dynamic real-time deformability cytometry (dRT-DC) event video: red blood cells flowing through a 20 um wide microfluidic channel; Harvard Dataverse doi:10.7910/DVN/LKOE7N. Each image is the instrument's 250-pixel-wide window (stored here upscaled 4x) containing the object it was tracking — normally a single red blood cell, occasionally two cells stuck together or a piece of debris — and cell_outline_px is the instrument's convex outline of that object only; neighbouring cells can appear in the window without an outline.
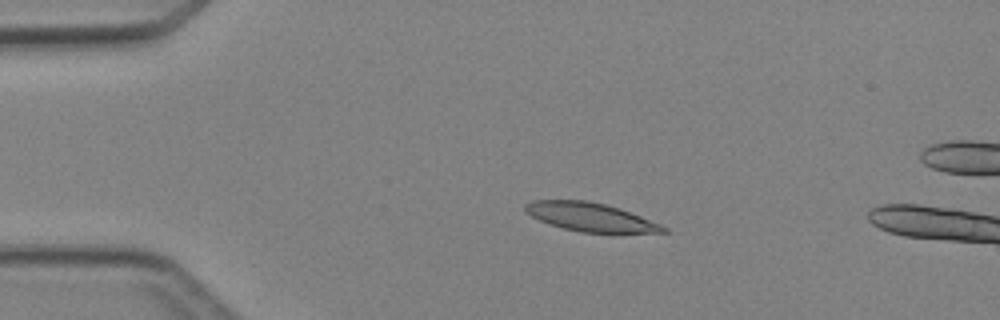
{"species": "Egyptian fruit bat (a non-hibernating species)", "species_latin": "Rousettus aegyptiacus", "temperature_condition": "cold", "stored_images_in_passage": 3, "camera_frame_rate_fps": 3000, "um_per_image_px": 0.085, "animal": {"sex": "female"}, "frame": {"image": 1, "passage_image": 2, "time_ms": 1.333, "image_size_px": [1000, 320], "cell_outline_px": [[668, 232], [580, 232], [564, 228], [540, 220], [524, 212], [524, 204], [532, 200], [588, 200], [620, 208], [660, 224], [668, 228]], "centroid_in_image_um": [50.15, 18.43], "position_along_channel_um": 34.8, "area_um2": 22.66}}